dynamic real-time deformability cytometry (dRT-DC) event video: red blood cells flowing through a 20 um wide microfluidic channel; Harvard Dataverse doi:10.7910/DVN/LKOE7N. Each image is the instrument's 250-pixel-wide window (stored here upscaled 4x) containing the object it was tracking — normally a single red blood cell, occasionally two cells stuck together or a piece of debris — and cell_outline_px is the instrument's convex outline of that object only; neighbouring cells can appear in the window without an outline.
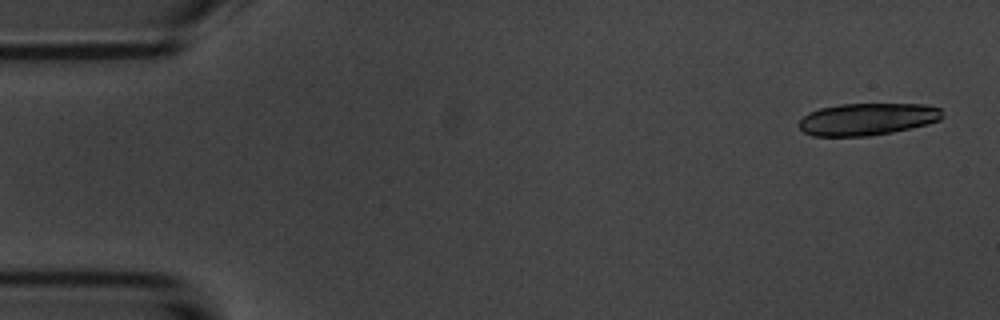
{"species": "common noctule bat (a hibernating species)", "species_latin": "Nyctalus noctula", "temperature_condition": "room temperature", "stored_images_in_passage": 6, "camera_frame_rate_fps": 3000, "um_per_image_px": 0.085, "animal": {"sex": "male", "body_mass_g": 20.1, "forearm_length_mm": 53.5}, "frame": {"image": 1, "passage_image": 1, "time_ms": 0.0, "image_size_px": [1000, 320], "cell_outline_px": [[944, 116], [940, 120], [928, 124], [892, 132], [868, 136], [812, 136], [804, 132], [796, 124], [808, 112], [820, 108], [840, 104], [924, 104], [940, 108]], "centroid_in_image_um": [73.71, 10.13], "position_along_channel_um": 11.3, "area_um2": 26.99}}